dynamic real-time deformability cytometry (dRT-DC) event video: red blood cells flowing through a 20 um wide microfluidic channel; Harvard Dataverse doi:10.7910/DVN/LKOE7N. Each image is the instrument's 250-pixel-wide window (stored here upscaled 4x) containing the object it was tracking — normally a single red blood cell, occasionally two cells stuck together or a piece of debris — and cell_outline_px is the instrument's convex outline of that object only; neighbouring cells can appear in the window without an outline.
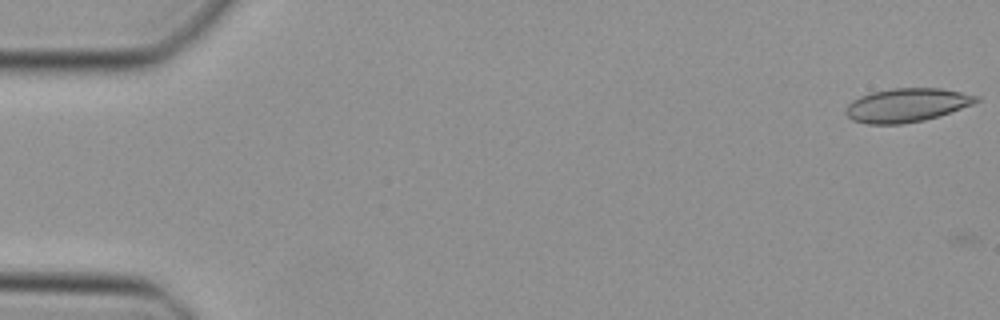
{"species": "Egyptian fruit bat (a non-hibernating species)", "species_latin": "Rousettus aegyptiacus", "temperature_condition": "cold", "stored_images_in_passage": 2, "camera_frame_rate_fps": 3000, "um_per_image_px": 0.085, "animal": {"sex": "female"}, "frame": {"image": 1, "passage_image": 1, "time_ms": 0.0, "image_size_px": [1000, 320], "cell_outline_px": [[980, 100], [972, 104], [924, 120], [900, 124], [868, 124], [852, 120], [844, 112], [848, 104], [852, 100], [860, 96], [872, 92], [892, 88], [940, 88], [980, 96]], "centroid_in_image_um": [77.03, 8.93], "position_along_channel_um": 8.0, "area_um2": 25.37}}